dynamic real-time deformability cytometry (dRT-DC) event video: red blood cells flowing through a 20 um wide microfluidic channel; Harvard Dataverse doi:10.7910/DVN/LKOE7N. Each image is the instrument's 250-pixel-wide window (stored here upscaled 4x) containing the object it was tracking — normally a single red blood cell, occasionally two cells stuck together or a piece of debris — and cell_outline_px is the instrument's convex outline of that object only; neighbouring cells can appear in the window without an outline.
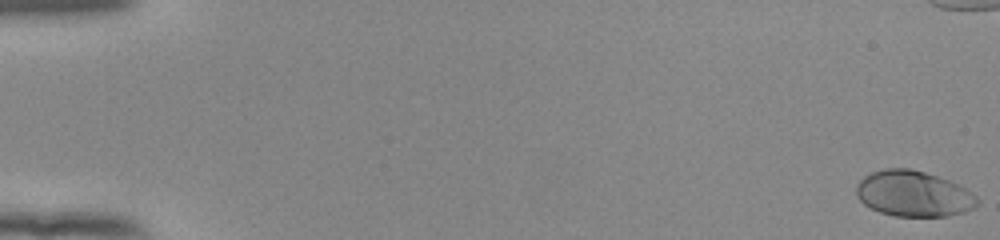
{"species": "human", "species_latin": "Homo sapiens", "temperature_condition": "room temperature", "stored_images_in_passage": 46, "camera_frame_rate_fps": 3000, "um_per_image_px": 0.085, "donor": {"sex": "female"}, "frame": {"image": 1, "passage_image": 1, "time_ms": 0.0, "image_size_px": [1000, 240], "cell_outline_px": [[980, 204], [964, 212], [948, 216], [896, 216], [880, 212], [864, 204], [856, 196], [856, 184], [864, 176], [872, 172], [884, 168], [908, 168], [924, 172], [948, 180], [964, 188], [976, 196], [980, 200]], "centroid_in_image_um": [77.63, 16.47], "position_along_channel_um": 7.4, "area_um2": 32.14}}
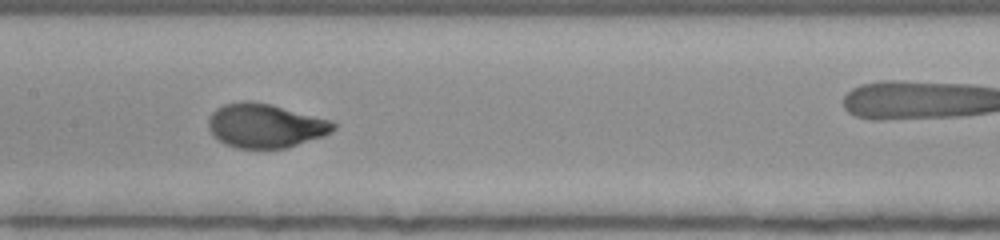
{"frame": {"image": 2, "passage_image": 29, "time_ms": 9.333, "image_size_px": [1000, 240], "cell_outline_px": [[336, 128], [332, 132], [324, 136], [288, 148], [236, 148], [224, 144], [212, 136], [208, 128], [208, 120], [212, 112], [216, 108], [224, 104], [244, 100], [248, 100], [272, 104], [332, 120], [336, 124]], "centroid_in_image_um": [22.55, 10.68], "position_along_channel_um": 184.8, "area_um2": 32.6}}
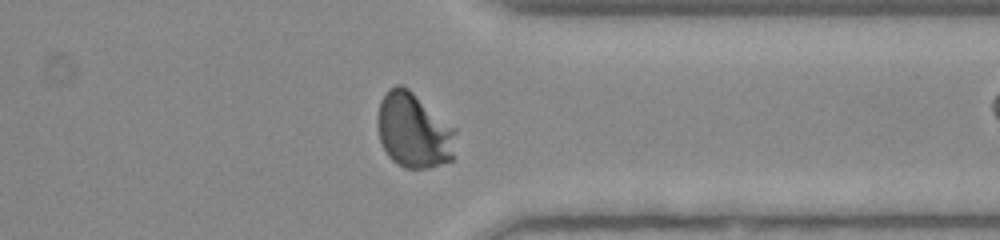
{"frame": {"image": 3, "passage_image": 44, "time_ms": 14.333, "image_size_px": [1000, 240], "cell_outline_px": [[456, 156], [452, 160], [428, 168], [404, 168], [392, 160], [388, 156], [380, 140], [376, 124], [376, 116], [380, 100], [388, 88], [396, 84], [400, 84], [408, 88], [456, 128]], "centroid_in_image_um": [35.17, 11.09], "position_along_channel_um": 376.2, "area_um2": 34.91}}